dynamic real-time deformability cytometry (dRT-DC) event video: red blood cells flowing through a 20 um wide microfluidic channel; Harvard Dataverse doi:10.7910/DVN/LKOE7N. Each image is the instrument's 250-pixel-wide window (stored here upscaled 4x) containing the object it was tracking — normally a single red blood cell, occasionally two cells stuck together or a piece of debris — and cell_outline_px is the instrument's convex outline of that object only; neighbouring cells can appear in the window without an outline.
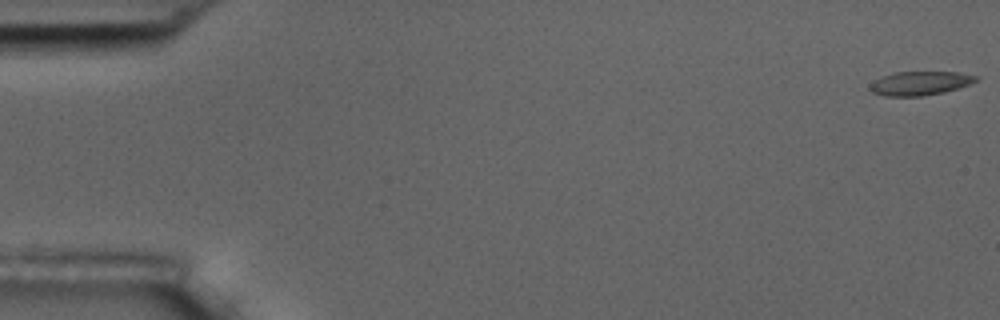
{"species": "common noctule bat (a hibernating species)", "species_latin": "Nyctalus noctula", "temperature_condition": "room temperature", "stored_images_in_passage": 5, "camera_frame_rate_fps": 3000, "um_per_image_px": 0.085, "animal": {"sex": "male", "body_mass_g": 17.5, "forearm_length_mm": 52.3}, "frame": {"image": 1, "passage_image": 1, "time_ms": 0.0, "image_size_px": [1000, 320], "cell_outline_px": [[980, 76], [976, 80], [968, 84], [944, 92], [924, 96], [884, 96], [872, 92], [868, 88], [868, 84], [884, 76], [896, 72], [956, 72]], "centroid_in_image_um": [78.16, 7.08], "position_along_channel_um": 6.8, "area_um2": 14.62}}
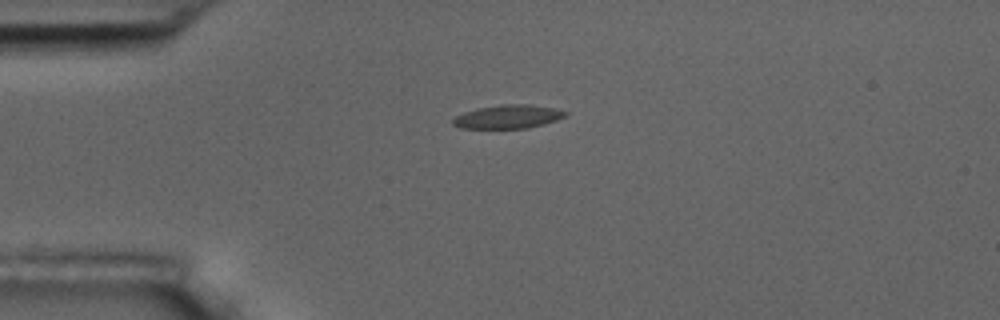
{"frame": {"image": 2, "passage_image": 4, "time_ms": 4.333, "image_size_px": [1000, 320], "cell_outline_px": [[568, 116], [544, 124], [528, 128], [460, 128], [452, 124], [452, 120], [456, 116], [464, 112], [476, 108], [500, 104], [528, 104], [552, 108], [568, 112]], "centroid_in_image_um": [43.17, 9.91], "position_along_channel_um": 41.8, "area_um2": 15.49}}